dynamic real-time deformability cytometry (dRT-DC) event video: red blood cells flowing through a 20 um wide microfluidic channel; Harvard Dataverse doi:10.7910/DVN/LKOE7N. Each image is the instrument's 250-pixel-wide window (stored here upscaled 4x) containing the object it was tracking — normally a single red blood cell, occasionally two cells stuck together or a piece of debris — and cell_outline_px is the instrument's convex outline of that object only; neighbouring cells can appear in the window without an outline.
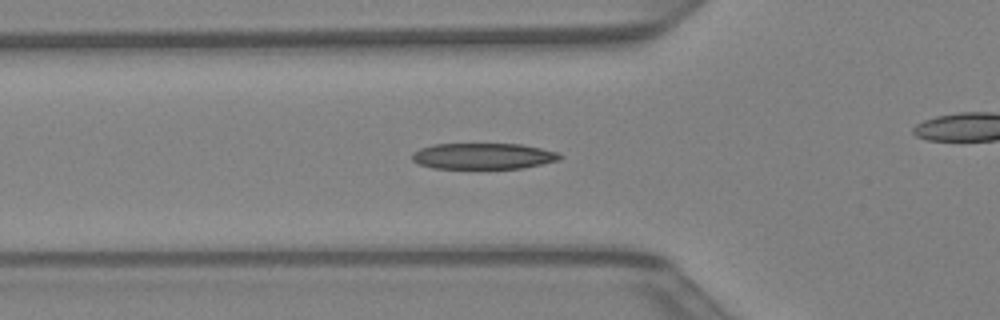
{"species": "Egyptian fruit bat (a non-hibernating species)", "species_latin": "Rousettus aegyptiacus", "temperature_condition": "warm", "stored_images_in_passage": 33, "camera_frame_rate_fps": 3000, "um_per_image_px": 0.085, "animal": {"sex": "female"}, "frame": {"image": 1, "passage_image": 5, "time_ms": 1.333, "image_size_px": [1000, 320], "cell_outline_px": [[564, 156], [560, 160], [524, 168], [432, 168], [420, 164], [412, 160], [412, 152], [420, 148], [432, 144], [520, 144], [560, 152]], "centroid_in_image_um": [41.1, 13.26], "position_along_channel_um": 84.7, "area_um2": 22.54}}
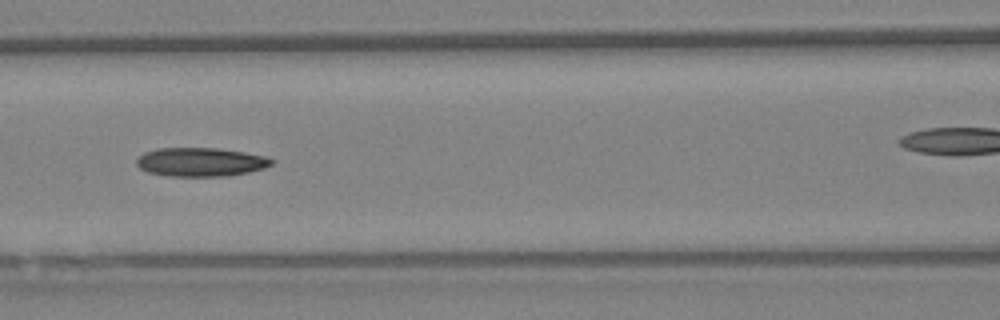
{"frame": {"image": 2, "passage_image": 9, "time_ms": 2.667, "image_size_px": [1000, 320], "cell_outline_px": [[276, 160], [272, 164], [264, 168], [248, 172], [228, 176], [168, 176], [148, 172], [140, 168], [136, 164], [136, 160], [144, 152], [156, 148], [216, 148], [244, 152], [264, 156]], "centroid_in_image_um": [17.05, 13.77], "position_along_channel_um": 149.5, "area_um2": 22.66}}
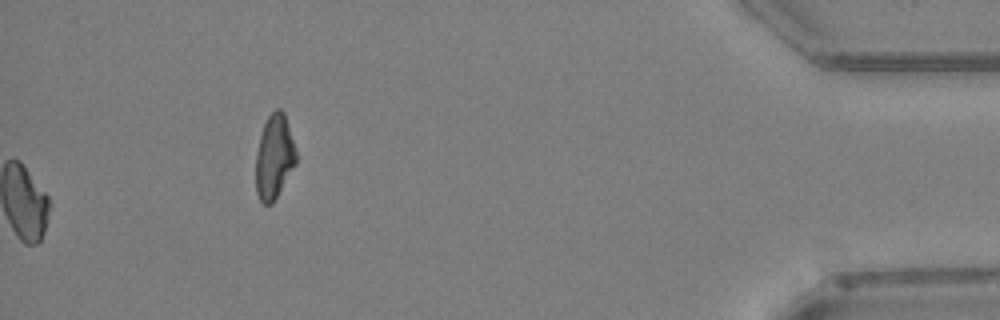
{"frame": {"image": 3, "passage_image": 33, "time_ms": 10.667, "image_size_px": [1000, 320], "cell_outline_px": [[296, 164], [272, 204], [264, 204], [260, 200], [256, 192], [256, 152], [260, 136], [264, 124], [268, 116], [276, 108], [280, 108], [284, 112], [296, 152]], "centroid_in_image_um": [23.3, 13.34], "position_along_channel_um": 411.9, "area_um2": 19.59}}